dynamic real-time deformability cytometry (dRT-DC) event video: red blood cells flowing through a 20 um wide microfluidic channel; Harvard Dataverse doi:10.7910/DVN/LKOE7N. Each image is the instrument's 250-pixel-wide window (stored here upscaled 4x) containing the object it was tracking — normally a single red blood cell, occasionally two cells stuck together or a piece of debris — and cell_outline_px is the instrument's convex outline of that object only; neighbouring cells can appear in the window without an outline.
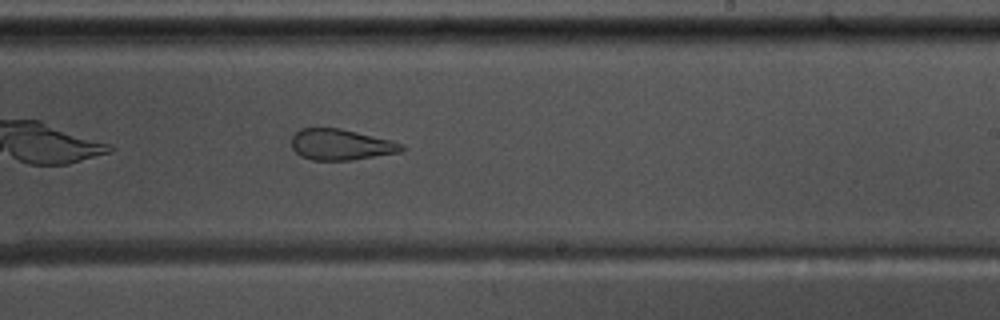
{"species": "common noctule bat (a hibernating species)", "species_latin": "Nyctalus noctula", "temperature_condition": "warm", "stored_images_in_passage": 33, "camera_frame_rate_fps": 3000, "um_per_image_px": 0.085, "animal": {"sex": "male", "body_mass_g": 17.5, "forearm_length_mm": 52.3}, "frame": {"image": 1, "passage_image": 18, "time_ms": 5.667, "image_size_px": [1000, 320], "cell_outline_px": [[404, 148], [400, 152], [352, 160], [312, 160], [300, 156], [292, 148], [292, 136], [300, 128], [340, 128], [392, 140], [404, 144]], "centroid_in_image_um": [28.97, 12.29], "position_along_channel_um": 260.0, "area_um2": 19.88}, "authors_computed_cell_mechanics": {"area_um2": 20.6346, "velocity_mm_per_s": 3.6691, "shape_relaxation_time_tau1_ms": null, "shape_relaxation_time_tau2_ms": 1.6339, "deformation_change_tau1": null, "deformation_change_tau2": 0.0998}}